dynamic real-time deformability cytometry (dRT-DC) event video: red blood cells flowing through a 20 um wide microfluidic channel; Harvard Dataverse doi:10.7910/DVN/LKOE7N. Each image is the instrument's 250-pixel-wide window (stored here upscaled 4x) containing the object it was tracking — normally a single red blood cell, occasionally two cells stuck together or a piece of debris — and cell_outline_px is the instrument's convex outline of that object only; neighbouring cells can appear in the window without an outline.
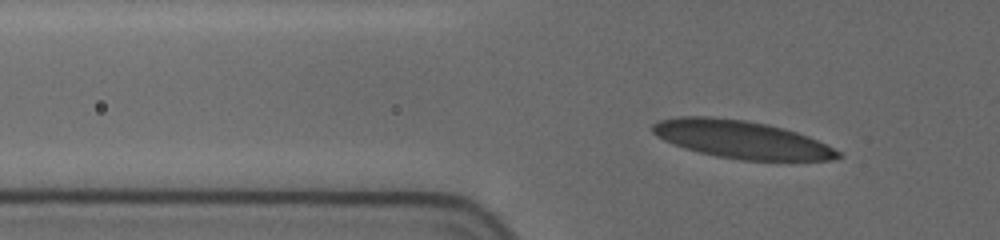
{"species": "human", "species_latin": "Homo sapiens", "temperature_condition": "cold", "stored_images_in_passage": 19, "camera_frame_rate_fps": 3000, "um_per_image_px": 0.085, "donor": {"sex": "female"}, "frame": {"image": 1, "passage_image": 9, "time_ms": 1.333, "image_size_px": [1000, 240], "cell_outline_px": [[840, 156], [832, 160], [740, 160], [716, 156], [684, 148], [664, 140], [656, 136], [652, 132], [652, 124], [660, 120], [680, 116], [708, 116], [744, 120], [768, 124], [784, 128], [808, 136], [840, 152]], "centroid_in_image_um": [62.97, 11.85], "position_along_channel_um": 62.8, "area_um2": 40.52}}
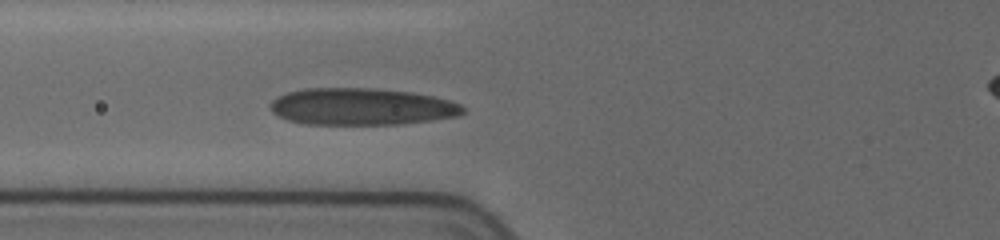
{"frame": {"image": 2, "passage_image": 17, "time_ms": 2.667, "image_size_px": [1000, 240], "cell_outline_px": [[464, 112], [460, 116], [400, 124], [304, 124], [288, 120], [272, 112], [268, 108], [268, 104], [276, 96], [288, 92], [308, 88], [376, 88], [412, 92], [432, 96], [448, 100], [460, 104], [464, 108]], "centroid_in_image_um": [30.7, 9.06], "position_along_channel_um": 95.1, "area_um2": 41.62}}